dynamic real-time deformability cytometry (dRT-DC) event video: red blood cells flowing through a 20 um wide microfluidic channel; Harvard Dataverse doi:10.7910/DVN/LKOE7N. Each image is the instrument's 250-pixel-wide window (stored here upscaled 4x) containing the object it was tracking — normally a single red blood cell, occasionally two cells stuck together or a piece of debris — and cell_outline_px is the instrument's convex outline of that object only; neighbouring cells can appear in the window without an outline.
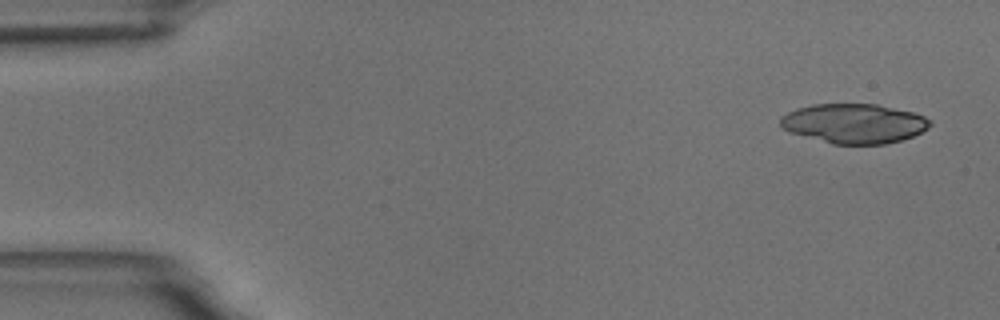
{"species": "common noctule bat (a hibernating species)", "species_latin": "Nyctalus noctula", "temperature_condition": "room temperature", "stored_images_in_passage": 5, "camera_frame_rate_fps": 3000, "um_per_image_px": 0.085, "animal": {"sex": "male", "body_mass_g": 18.8}, "frame": {"image": 1, "passage_image": 1, "time_ms": 0.0, "image_size_px": [1000, 320], "cell_outline_px": [[932, 124], [928, 128], [912, 136], [900, 140], [884, 144], [832, 144], [788, 132], [780, 128], [780, 116], [796, 108], [812, 104], [876, 104], [912, 112], [924, 116], [932, 120]], "centroid_in_image_um": [72.55, 10.49], "position_along_channel_um": 12.4, "area_um2": 34.68}}
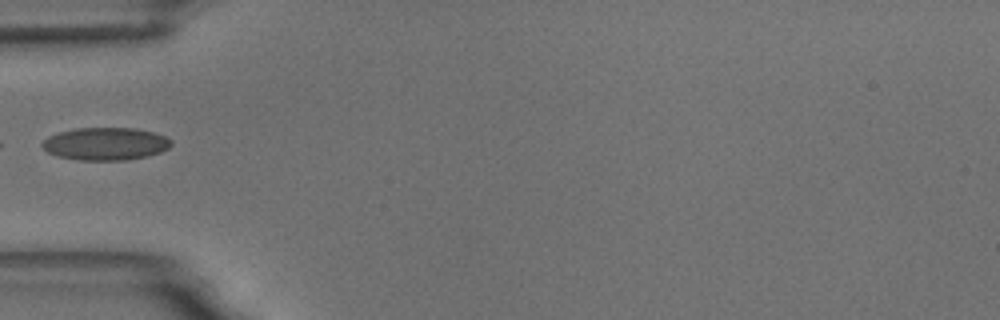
{"frame": {"image": 2, "passage_image": 5, "time_ms": 5.333, "image_size_px": [1000, 320], "cell_outline_px": [[172, 144], [168, 148], [160, 152], [148, 156], [124, 160], [80, 160], [56, 156], [48, 152], [40, 144], [48, 136], [60, 132], [76, 128], [136, 128], [152, 132], [164, 136], [172, 140]], "centroid_in_image_um": [8.97, 12.22], "position_along_channel_um": 76.0, "area_um2": 24.51}}